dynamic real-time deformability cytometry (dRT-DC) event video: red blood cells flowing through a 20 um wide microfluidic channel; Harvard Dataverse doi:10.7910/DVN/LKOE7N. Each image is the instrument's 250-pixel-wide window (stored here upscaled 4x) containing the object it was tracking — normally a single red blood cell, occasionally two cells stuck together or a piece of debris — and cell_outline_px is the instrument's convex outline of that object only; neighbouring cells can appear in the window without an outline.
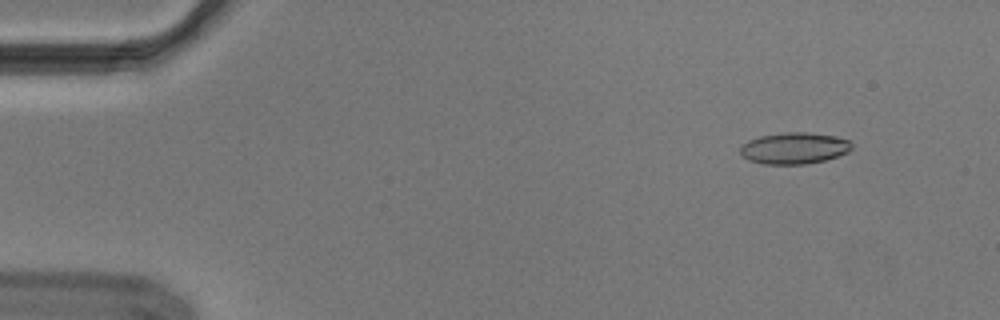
{"species": "Egyptian fruit bat (a non-hibernating species)", "species_latin": "Rousettus aegyptiacus", "temperature_condition": "cold", "stored_images_in_passage": 55, "segment_of_instrument_passage": [1, 2], "camera_frame_rate_fps": 3000, "um_per_image_px": 0.085, "animal": {"sex": "male"}, "frame": {"image": 1, "passage_image": 6, "time_ms": 1.667, "image_size_px": [1000, 320], "cell_outline_px": [[852, 148], [848, 152], [824, 160], [804, 164], [764, 164], [748, 160], [740, 156], [740, 148], [748, 140], [760, 136], [784, 132], [804, 132], [836, 136], [848, 140], [852, 144]], "centroid_in_image_um": [67.48, 12.59], "position_along_channel_um": 17.5, "area_um2": 20.4}}
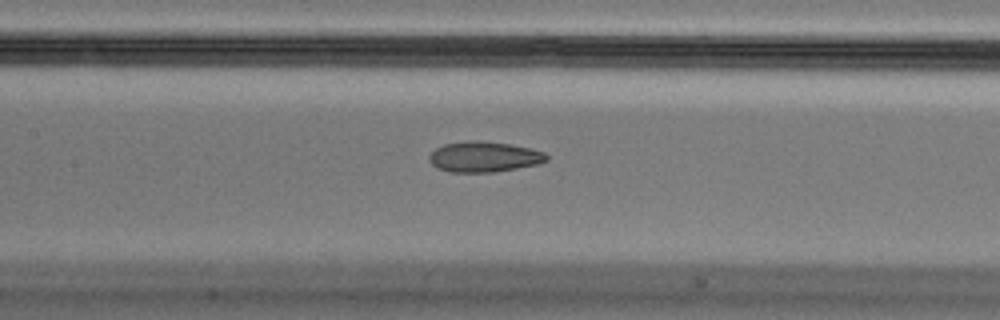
{"frame": {"image": 2, "passage_image": 26, "time_ms": 8.333, "image_size_px": [1000, 320], "cell_outline_px": [[548, 160], [536, 164], [516, 168], [492, 172], [448, 172], [436, 168], [428, 160], [428, 156], [436, 148], [444, 144], [476, 140], [508, 144], [528, 148], [544, 152], [548, 156]], "centroid_in_image_um": [41.1, 13.34], "position_along_channel_um": 166.3, "area_um2": 20.63}}
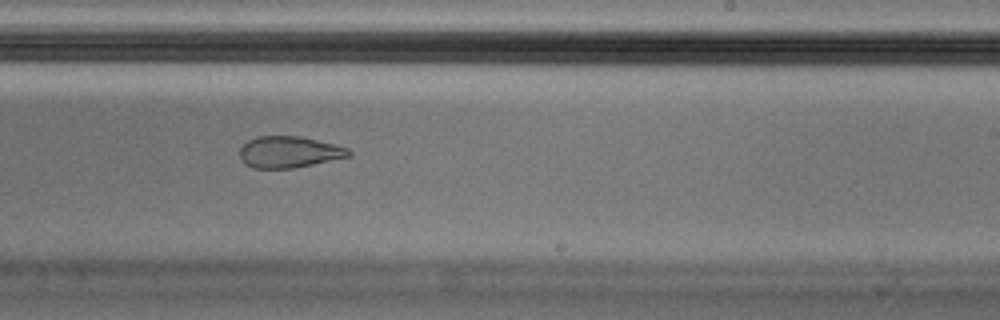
{"frame": {"image": 3, "passage_image": 34, "time_ms": 11.0, "image_size_px": [1000, 320], "cell_outline_px": [[352, 156], [292, 168], [252, 168], [244, 164], [240, 160], [240, 148], [248, 140], [256, 136], [300, 136], [336, 144], [348, 148], [352, 152]], "centroid_in_image_um": [24.57, 12.92], "position_along_channel_um": 264.4, "area_um2": 20.11}}